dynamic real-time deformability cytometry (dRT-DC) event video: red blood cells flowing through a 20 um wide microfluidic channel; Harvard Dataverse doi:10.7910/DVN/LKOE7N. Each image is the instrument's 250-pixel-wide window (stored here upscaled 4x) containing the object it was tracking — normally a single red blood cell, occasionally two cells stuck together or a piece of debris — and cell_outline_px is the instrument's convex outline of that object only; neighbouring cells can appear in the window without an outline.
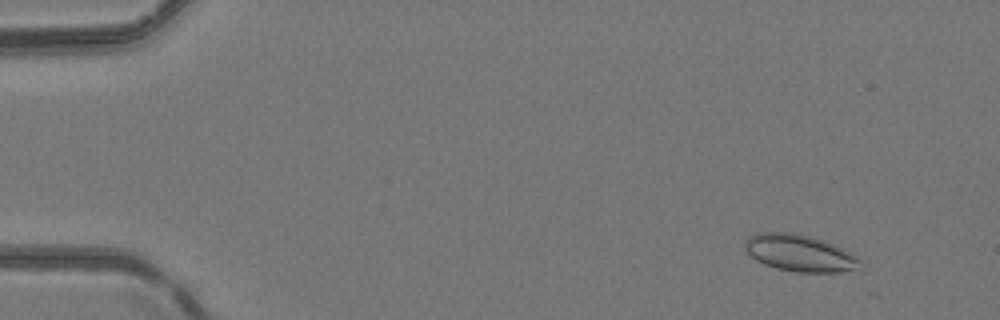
{"species": "common noctule bat (a hibernating species)", "species_latin": "Nyctalus noctula", "temperature_condition": "room temperature", "stored_images_in_passage": 12, "camera_frame_rate_fps": 3000, "um_per_image_px": 0.085, "animal": {"sex": "female", "body_mass_g": 24.6, "forearm_length_mm": 56.2}, "frame": {"image": 1, "passage_image": 5, "time_ms": 1.333, "image_size_px": [1000, 320], "cell_outline_px": [[864, 264], [840, 272], [796, 272], [776, 268], [764, 264], [756, 260], [744, 248], [744, 240], [748, 236], [756, 232], [796, 232], [824, 240], [856, 256]], "centroid_in_image_um": [67.9, 21.49], "position_along_channel_um": 17.1, "area_um2": 24.62}}